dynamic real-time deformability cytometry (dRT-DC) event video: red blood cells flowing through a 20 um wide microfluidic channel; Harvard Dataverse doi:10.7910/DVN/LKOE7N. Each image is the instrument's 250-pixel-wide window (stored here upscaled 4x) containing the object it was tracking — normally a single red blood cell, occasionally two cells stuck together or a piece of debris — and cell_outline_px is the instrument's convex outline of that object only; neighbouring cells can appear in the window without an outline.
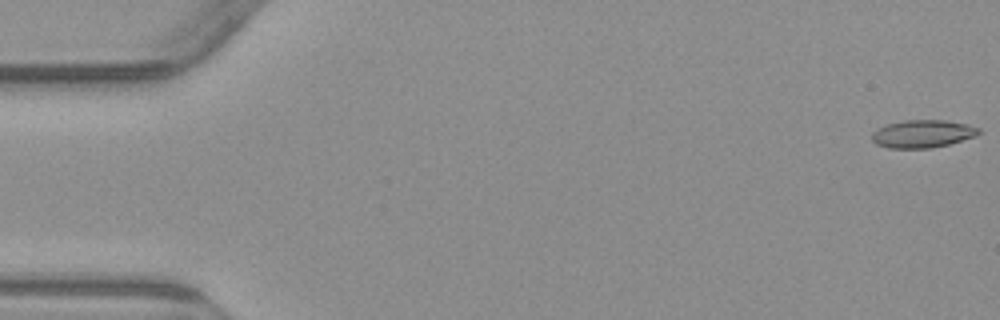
{"species": "common noctule bat (a hibernating species)", "species_latin": "Nyctalus noctula", "temperature_condition": "warm", "stored_images_in_passage": 5, "camera_frame_rate_fps": 3000, "um_per_image_px": 0.085, "animal": {"sex": "male", "body_mass_g": 23.1, "forearm_length_mm": 52.7}, "frame": {"image": 1, "passage_image": 1, "time_ms": 0.0, "image_size_px": [1000, 320], "cell_outline_px": [[980, 132], [976, 136], [948, 144], [932, 148], [888, 148], [876, 144], [872, 140], [872, 132], [876, 128], [888, 124], [904, 120], [948, 120], [968, 124], [980, 128]], "centroid_in_image_um": [78.42, 11.37], "position_along_channel_um": 6.6, "area_um2": 17.4}}
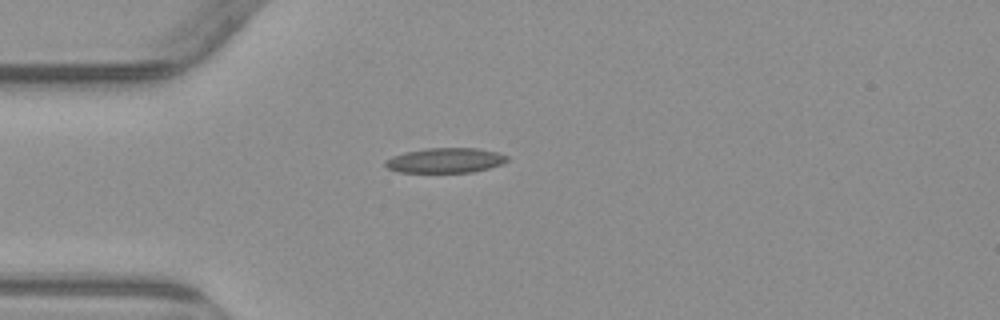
{"frame": {"image": 2, "passage_image": 5, "time_ms": 4.667, "image_size_px": [1000, 320], "cell_outline_px": [[508, 160], [500, 164], [488, 168], [472, 172], [400, 172], [388, 168], [384, 164], [384, 160], [392, 156], [404, 152], [424, 148], [476, 148], [496, 152], [508, 156]], "centroid_in_image_um": [37.81, 13.62], "position_along_channel_um": 47.2, "area_um2": 17.63}}